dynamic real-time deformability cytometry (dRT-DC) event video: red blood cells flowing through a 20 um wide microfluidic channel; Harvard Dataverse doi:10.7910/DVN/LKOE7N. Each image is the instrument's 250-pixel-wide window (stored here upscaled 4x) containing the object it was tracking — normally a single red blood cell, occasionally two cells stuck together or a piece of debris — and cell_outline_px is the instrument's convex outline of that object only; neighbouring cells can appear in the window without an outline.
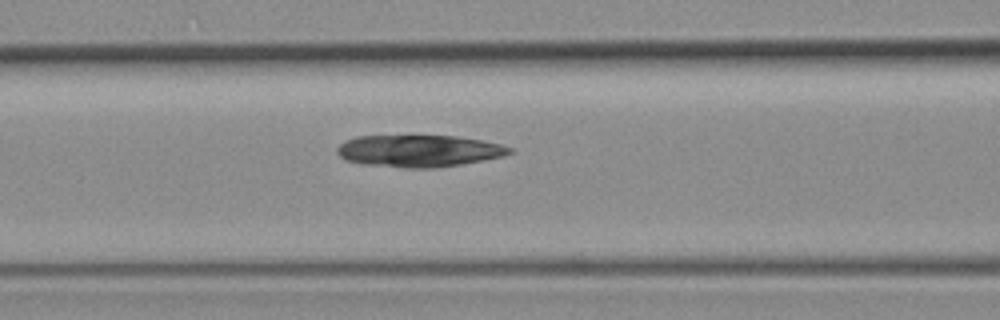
{"species": "common noctule bat (a hibernating species)", "species_latin": "Nyctalus noctula", "temperature_condition": "room temperature", "stored_images_in_passage": 39, "camera_frame_rate_fps": 3000, "um_per_image_px": 0.085, "animal": {"sex": "female", "body_mass_g": 19.3, "forearm_length_mm": 54.1}, "frame": {"image": 1, "passage_image": 6, "time_ms": 1.667, "image_size_px": [1000, 320], "cell_outline_px": [[512, 152], [504, 156], [484, 160], [460, 164], [432, 168], [404, 168], [364, 164], [344, 160], [336, 152], [336, 148], [340, 144], [356, 136], [456, 136], [480, 140], [500, 144], [512, 148]], "centroid_in_image_um": [35.59, 12.83], "position_along_channel_um": 131.0, "area_um2": 32.02}}
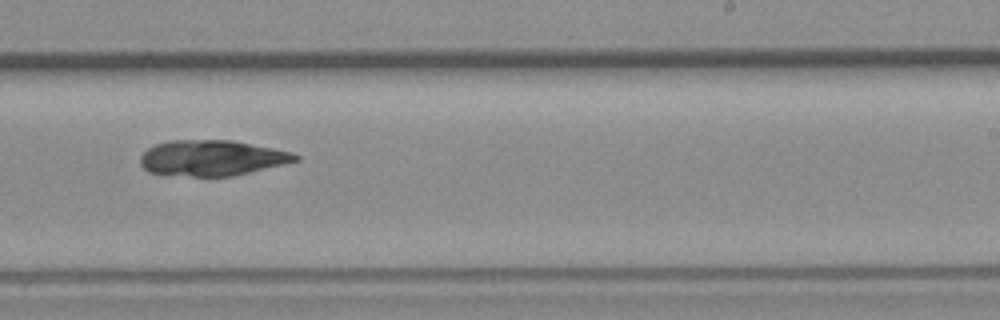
{"frame": {"image": 2, "passage_image": 17, "time_ms": 5.333, "image_size_px": [1000, 320], "cell_outline_px": [[300, 160], [232, 176], [192, 176], [148, 172], [140, 164], [140, 156], [148, 148], [156, 144], [168, 140], [232, 140], [272, 148], [288, 152], [300, 156]], "centroid_in_image_um": [17.98, 13.42], "position_along_channel_um": 271.0, "area_um2": 31.85}}
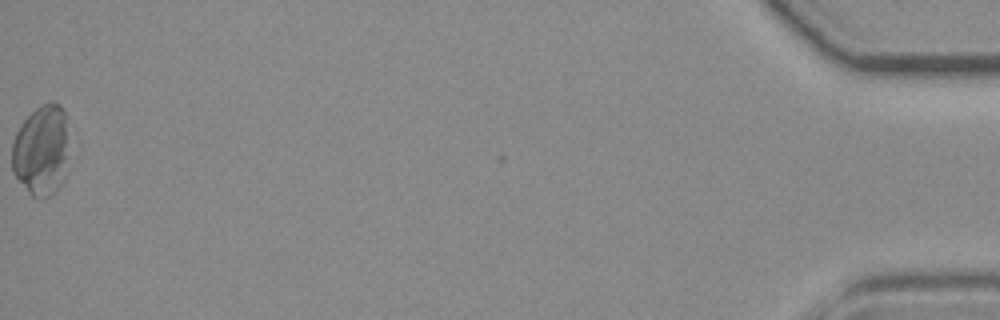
{"frame": {"image": 3, "passage_image": 38, "time_ms": 12.333, "image_size_px": [1000, 320], "cell_outline_px": [[68, 156], [64, 180], [56, 192], [44, 200], [36, 200], [28, 192], [12, 172], [12, 140], [16, 132], [24, 120], [40, 104], [52, 100], [60, 104], [64, 112]], "centroid_in_image_um": [3.51, 12.83], "position_along_channel_um": 431.7, "area_um2": 30.63}}